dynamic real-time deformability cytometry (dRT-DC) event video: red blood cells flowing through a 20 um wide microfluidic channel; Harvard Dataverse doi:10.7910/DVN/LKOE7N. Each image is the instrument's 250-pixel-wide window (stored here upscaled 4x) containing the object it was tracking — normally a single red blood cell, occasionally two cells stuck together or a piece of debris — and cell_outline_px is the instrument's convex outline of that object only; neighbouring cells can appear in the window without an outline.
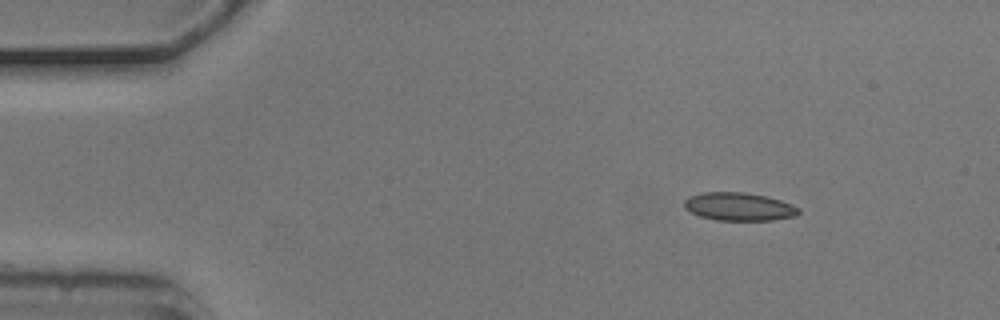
{"species": "common noctule bat (a hibernating species)", "species_latin": "Nyctalus noctula", "temperature_condition": "cold", "stored_images_in_passage": 5, "camera_frame_rate_fps": 3000, "um_per_image_px": 0.085, "animal": {"sex": "male", "body_mass_g": 20.5, "forearm_length_mm": 52.5}, "frame": {"image": 1, "passage_image": 1, "time_ms": 0.0, "image_size_px": [1000, 320], "cell_outline_px": [[800, 212], [796, 216], [772, 220], [716, 220], [700, 216], [684, 208], [684, 200], [688, 196], [704, 192], [744, 192], [768, 196], [792, 204], [800, 208]], "centroid_in_image_um": [62.82, 17.56], "position_along_channel_um": 22.2, "area_um2": 18.84}}
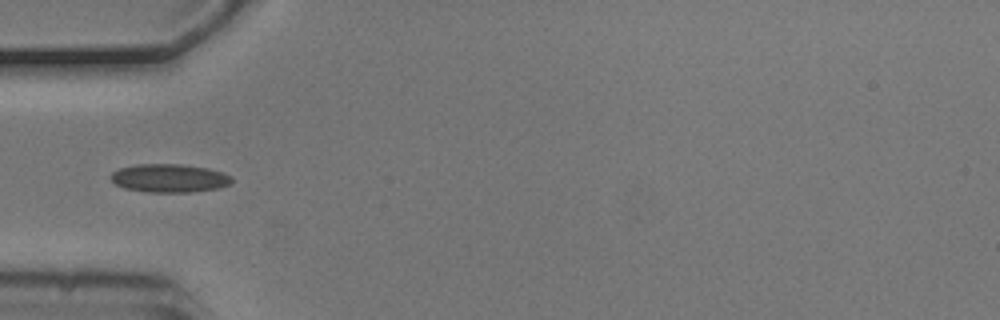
{"frame": {"image": 2, "passage_image": 3, "time_ms": 0.667, "image_size_px": [1000, 320], "cell_outline_px": [[232, 184], [220, 188], [192, 192], [148, 192], [124, 188], [116, 184], [108, 176], [112, 172], [120, 168], [136, 164], [180, 164], [208, 168], [224, 172], [232, 176]], "centroid_in_image_um": [14.43, 15.14], "position_along_channel_um": 70.6, "area_um2": 20.23}}
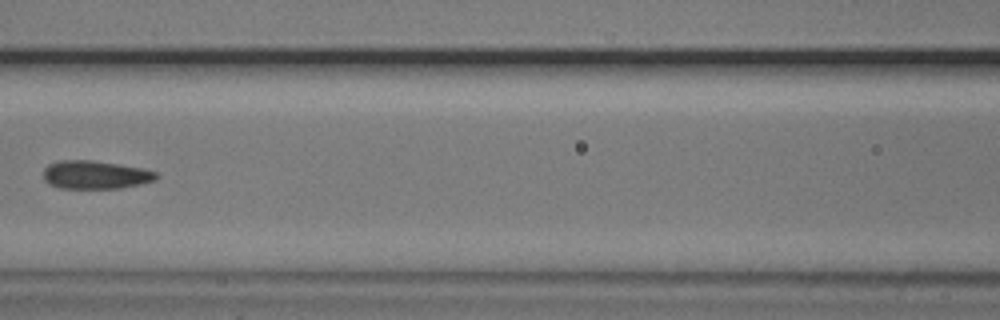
{"frame": {"image": 3, "passage_image": 5, "time_ms": 1.333, "image_size_px": [1000, 320], "cell_outline_px": [[160, 176], [156, 180], [140, 184], [120, 188], [60, 188], [48, 184], [44, 180], [44, 168], [48, 164], [60, 160], [92, 160], [120, 164], [144, 168], [156, 172]], "centroid_in_image_um": [8.12, 14.85], "position_along_channel_um": 158.5, "area_um2": 18.79}}